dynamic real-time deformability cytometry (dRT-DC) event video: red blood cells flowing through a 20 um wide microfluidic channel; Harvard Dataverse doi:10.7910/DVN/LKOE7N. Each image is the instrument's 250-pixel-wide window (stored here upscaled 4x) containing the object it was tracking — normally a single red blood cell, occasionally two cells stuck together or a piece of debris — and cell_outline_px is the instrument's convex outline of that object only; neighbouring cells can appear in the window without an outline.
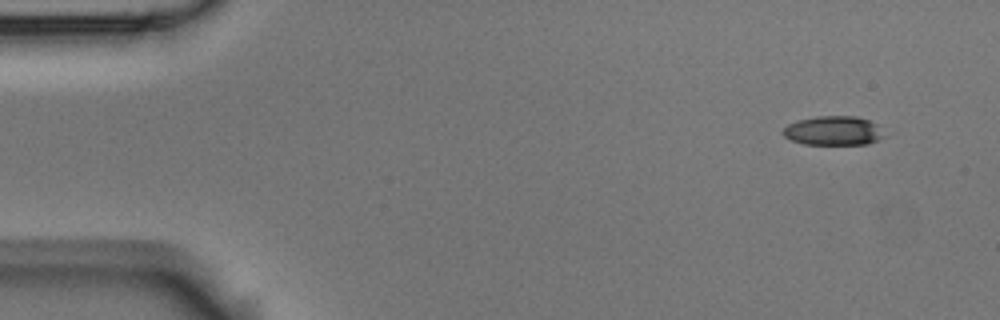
{"species": "Egyptian fruit bat (a non-hibernating species)", "species_latin": "Rousettus aegyptiacus", "temperature_condition": "room temperature", "stored_images_in_passage": 14, "camera_frame_rate_fps": 3000, "um_per_image_px": 0.085, "animal": {"sex": "male"}, "frame": {"image": 1, "passage_image": 1, "time_ms": 0.0, "image_size_px": [1000, 320], "cell_outline_px": [[880, 136], [876, 140], [868, 144], [804, 144], [792, 140], [784, 136], [780, 132], [788, 124], [796, 120], [816, 116], [856, 116], [868, 120], [876, 124]], "centroid_in_image_um": [70.72, 11.1], "position_along_channel_um": 14.3, "area_um2": 16.88}}
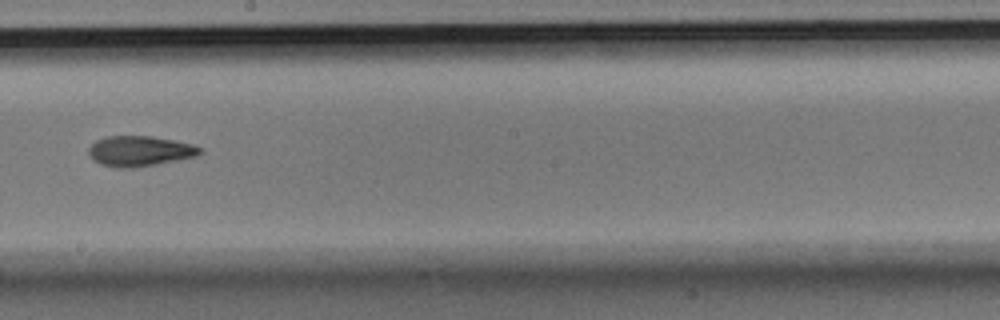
{"frame": {"image": 2, "passage_image": 8, "time_ms": 2.333, "image_size_px": [1000, 320], "cell_outline_px": [[204, 152], [196, 156], [156, 164], [132, 168], [116, 168], [100, 164], [92, 160], [88, 152], [88, 148], [96, 140], [104, 136], [152, 136], [192, 144], [204, 148]], "centroid_in_image_um": [11.86, 12.84], "position_along_channel_um": 236.3, "area_um2": 19.83}}
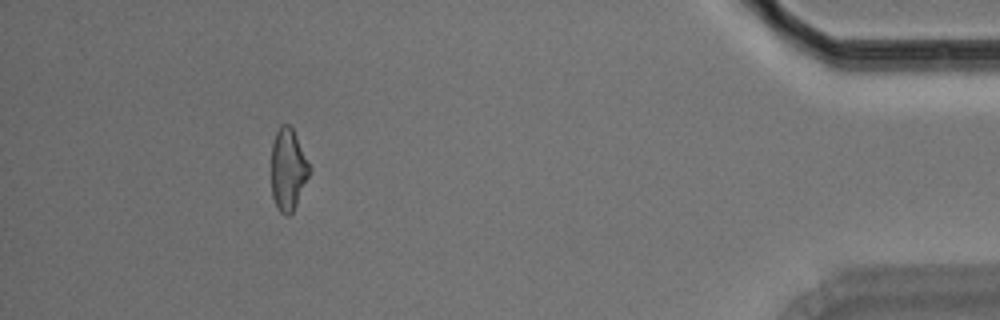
{"frame": {"image": 3, "passage_image": 13, "time_ms": 4.0, "image_size_px": [1000, 320], "cell_outline_px": [[308, 176], [296, 204], [292, 212], [288, 216], [284, 216], [280, 212], [272, 196], [272, 144], [276, 132], [280, 124], [288, 124], [292, 128], [296, 136], [308, 164]], "centroid_in_image_um": [24.45, 14.41], "position_along_channel_um": 410.8, "area_um2": 17.57}}